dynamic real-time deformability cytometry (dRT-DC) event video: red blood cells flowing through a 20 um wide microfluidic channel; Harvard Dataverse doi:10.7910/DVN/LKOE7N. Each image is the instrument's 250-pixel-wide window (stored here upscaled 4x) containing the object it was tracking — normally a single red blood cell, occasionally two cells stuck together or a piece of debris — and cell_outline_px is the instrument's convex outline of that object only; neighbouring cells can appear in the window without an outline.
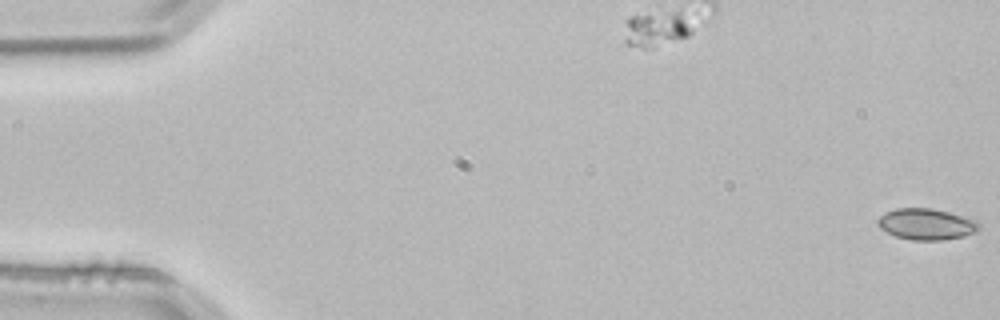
{"species": "common noctule bat (a hibernating species)", "species_latin": "Nyctalus noctula", "temperature_condition": "room temperature", "stored_images_in_passage": 4, "camera_frame_rate_fps": 3000, "um_per_image_px": 0.085, "animal": {"sex": "male", "body_mass_g": 21.5, "forearm_length_mm": 52.0}, "frame": {"image": 1, "passage_image": 1, "time_ms": 0.0, "image_size_px": [1000, 320], "cell_outline_px": [[980, 228], [976, 232], [964, 236], [940, 240], [912, 240], [896, 236], [880, 228], [876, 224], [876, 220], [884, 212], [896, 208], [932, 208], [948, 212], [976, 220], [980, 224]], "centroid_in_image_um": [78.72, 19.04], "position_along_channel_um": 6.3, "area_um2": 18.44}}
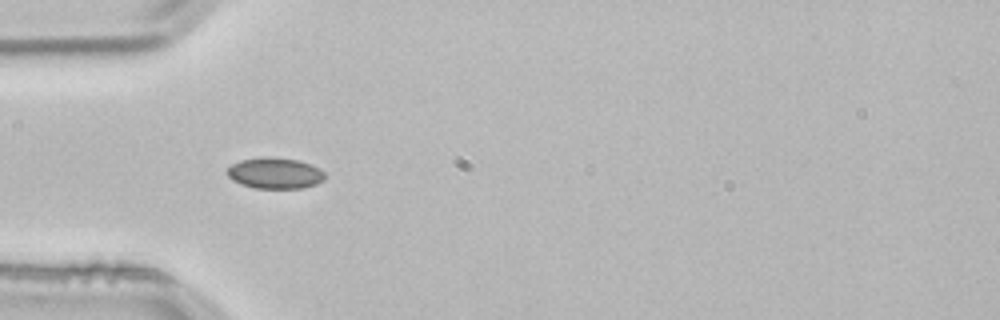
{"frame": {"image": 2, "passage_image": 4, "time_ms": 1.0, "image_size_px": [1000, 320], "cell_outline_px": [[324, 180], [316, 184], [304, 188], [256, 188], [240, 184], [232, 180], [228, 176], [228, 168], [232, 164], [240, 160], [296, 160], [320, 168], [324, 172]], "centroid_in_image_um": [23.4, 14.78], "position_along_channel_um": 61.6, "area_um2": 16.76}}